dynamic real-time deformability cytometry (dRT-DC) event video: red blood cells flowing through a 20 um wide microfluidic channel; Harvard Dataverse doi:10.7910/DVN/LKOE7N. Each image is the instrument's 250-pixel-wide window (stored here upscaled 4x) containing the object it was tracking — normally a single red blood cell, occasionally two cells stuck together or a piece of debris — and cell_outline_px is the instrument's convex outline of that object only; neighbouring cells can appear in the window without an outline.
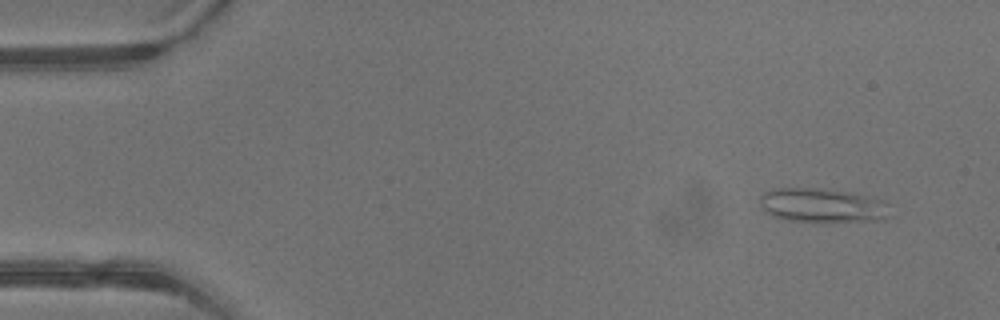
{"species": "common noctule bat (a hibernating species)", "species_latin": "Nyctalus noctula", "temperature_condition": "warm", "stored_images_in_passage": 4, "camera_frame_rate_fps": 3000, "um_per_image_px": 0.085, "animal": {"sex": "male", "body_mass_g": 13.3}, "frame": {"image": 1, "passage_image": 2, "time_ms": 0.333, "image_size_px": [1000, 320], "cell_outline_px": [[896, 216], [884, 220], [820, 224], [784, 220], [772, 216], [764, 212], [760, 208], [760, 196], [764, 192], [776, 188], [816, 188], [852, 192], [884, 200], [888, 204]], "centroid_in_image_um": [69.98, 17.51], "position_along_channel_um": 15.0, "area_um2": 27.51}}